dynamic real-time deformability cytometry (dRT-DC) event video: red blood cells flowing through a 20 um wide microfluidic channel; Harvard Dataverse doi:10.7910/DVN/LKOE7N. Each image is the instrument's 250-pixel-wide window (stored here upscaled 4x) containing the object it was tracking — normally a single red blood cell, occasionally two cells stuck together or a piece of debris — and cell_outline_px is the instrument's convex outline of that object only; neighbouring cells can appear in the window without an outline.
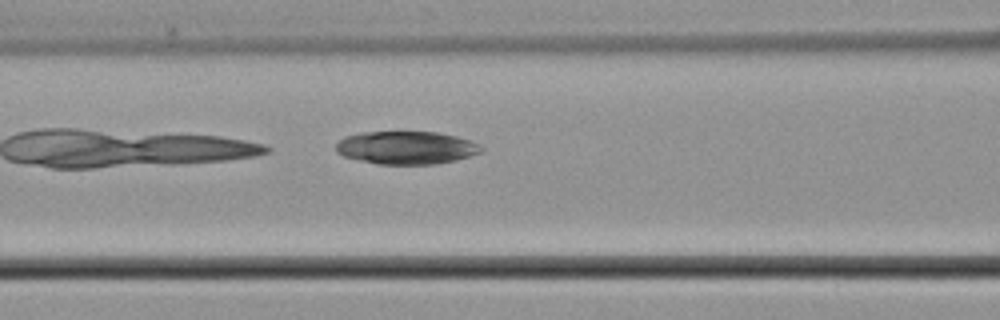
{"species": "common noctule bat (a hibernating species)", "species_latin": "Nyctalus noctula", "temperature_condition": "cold", "stored_images_in_passage": 6, "camera_frame_rate_fps": 3000, "um_per_image_px": 0.085, "animal": {"sex": "male", "body_mass_g": 21.5, "forearm_length_mm": 52.0}, "frame": {"image": 1, "passage_image": 6, "time_ms": 6.0, "image_size_px": [1000, 320], "cell_outline_px": [[484, 148], [480, 152], [456, 160], [436, 164], [380, 164], [360, 160], [344, 156], [336, 152], [336, 144], [344, 136], [360, 132], [436, 132], [456, 136], [480, 144]], "centroid_in_image_um": [34.52, 12.55], "position_along_channel_um": 132.1, "area_um2": 27.8}}